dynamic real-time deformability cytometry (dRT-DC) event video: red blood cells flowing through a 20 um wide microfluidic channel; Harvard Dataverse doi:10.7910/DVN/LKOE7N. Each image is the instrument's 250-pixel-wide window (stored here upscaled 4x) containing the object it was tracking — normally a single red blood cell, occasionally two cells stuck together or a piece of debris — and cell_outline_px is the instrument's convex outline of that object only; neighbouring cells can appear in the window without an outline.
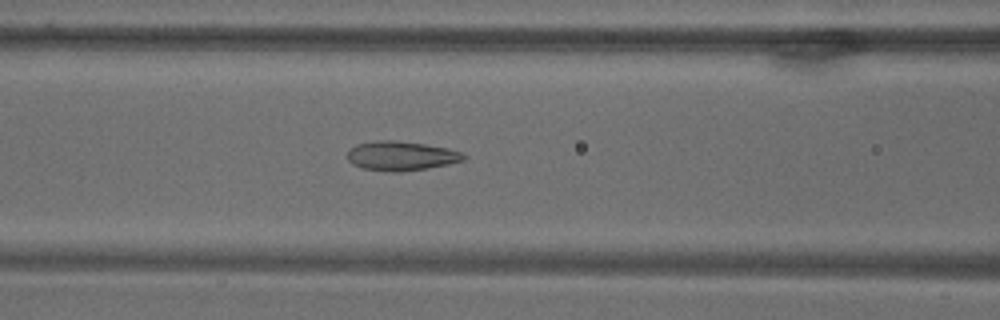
{"species": "common noctule bat (a hibernating species)", "species_latin": "Nyctalus noctula", "temperature_condition": "warm", "stored_images_in_passage": 72, "camera_frame_rate_fps": 3000, "um_per_image_px": 0.085, "animal": {"sex": "male", "body_mass_g": 18.8}, "frame": {"image": 1, "passage_image": 31, "time_ms": 10.0, "image_size_px": [1000, 320], "cell_outline_px": [[468, 156], [464, 160], [448, 164], [400, 172], [388, 172], [364, 168], [352, 164], [348, 160], [348, 148], [356, 144], [376, 140], [396, 140], [424, 144], [448, 148], [460, 152]], "centroid_in_image_um": [34.07, 13.24], "position_along_channel_um": 132.5, "area_um2": 19.88}}
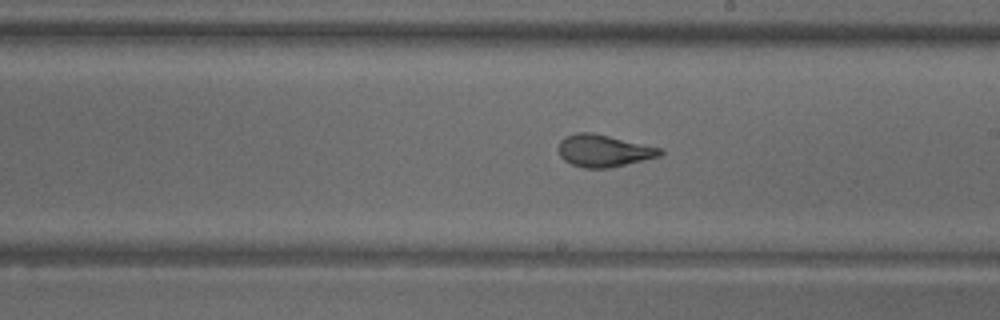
{"frame": {"image": 2, "passage_image": 42, "time_ms": 13.667, "image_size_px": [1000, 320], "cell_outline_px": [[664, 152], [660, 156], [608, 168], [584, 168], [572, 164], [564, 160], [560, 156], [560, 140], [564, 136], [576, 132], [592, 132], [660, 148]], "centroid_in_image_um": [51.28, 12.8], "position_along_channel_um": 237.7, "area_um2": 18.79}}
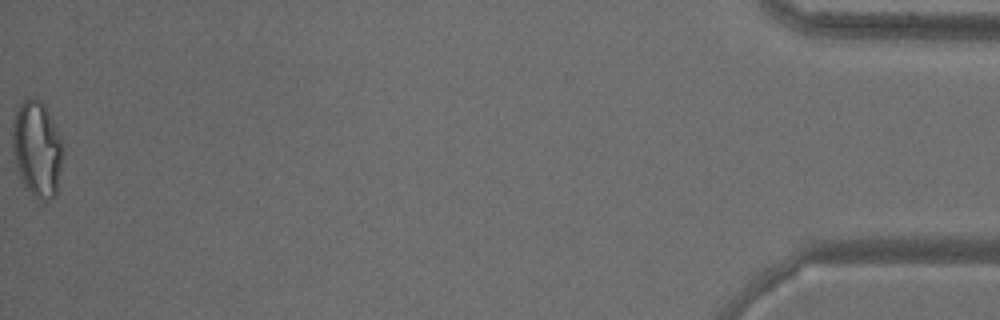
{"frame": {"image": 3, "passage_image": 72, "time_ms": 23.667, "image_size_px": [1000, 320], "cell_outline_px": [[64, 152], [56, 196], [52, 200], [36, 200], [24, 188], [20, 180], [16, 168], [12, 148], [12, 128], [16, 108], [24, 100], [36, 96], [44, 104], [64, 144]], "centroid_in_image_um": [3.15, 12.71], "position_along_channel_um": 432.1, "area_um2": 29.02}}